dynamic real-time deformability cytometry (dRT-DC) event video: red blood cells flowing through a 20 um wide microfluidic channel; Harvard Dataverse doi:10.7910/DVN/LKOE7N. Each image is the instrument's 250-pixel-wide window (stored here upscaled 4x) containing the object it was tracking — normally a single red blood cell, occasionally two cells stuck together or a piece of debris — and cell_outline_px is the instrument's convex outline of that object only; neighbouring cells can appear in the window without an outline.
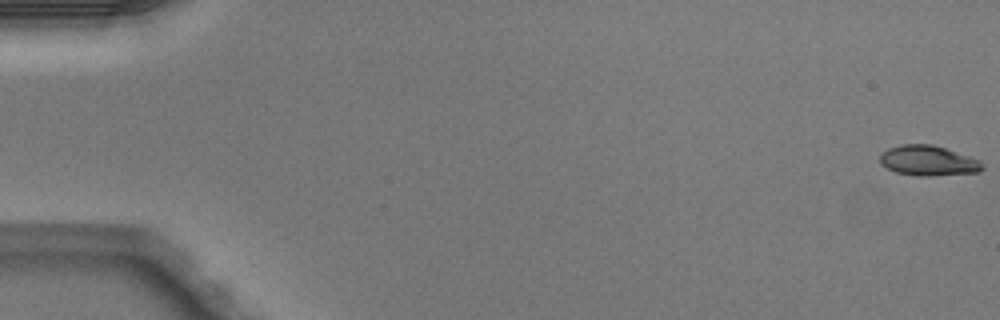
{"species": "Egyptian fruit bat (a non-hibernating species)", "species_latin": "Rousettus aegyptiacus", "temperature_condition": "warm", "stored_images_in_passage": 5, "camera_frame_rate_fps": 3000, "um_per_image_px": 0.085, "animal": {"sex": "male"}, "frame": {"image": 1, "passage_image": 1, "time_ms": 0.0, "image_size_px": [1000, 320], "cell_outline_px": [[984, 168], [980, 172], [932, 176], [920, 176], [896, 172], [880, 164], [880, 156], [888, 148], [904, 144], [932, 144], [980, 160], [984, 164]], "centroid_in_image_um": [78.92, 13.67], "position_along_channel_um": 6.1, "area_um2": 17.92}}
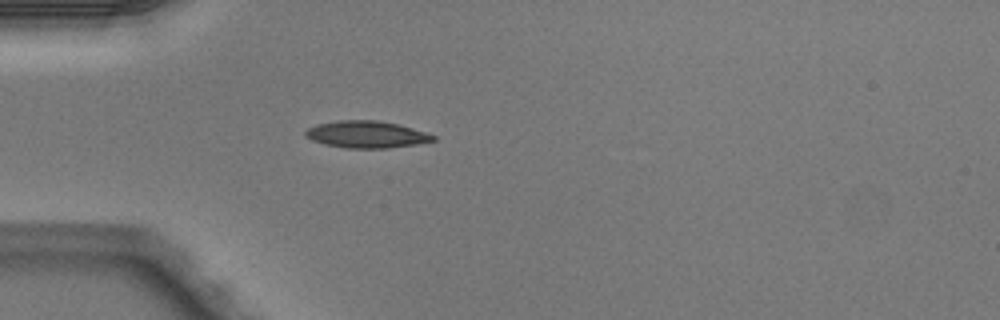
{"frame": {"image": 2, "passage_image": 5, "time_ms": 1.333, "image_size_px": [1000, 320], "cell_outline_px": [[436, 140], [416, 144], [388, 148], [348, 148], [324, 144], [312, 140], [304, 136], [304, 132], [308, 128], [316, 124], [340, 120], [376, 120], [396, 124], [412, 128], [436, 136]], "centroid_in_image_um": [31.12, 11.43], "position_along_channel_um": 53.9, "area_um2": 19.94}}